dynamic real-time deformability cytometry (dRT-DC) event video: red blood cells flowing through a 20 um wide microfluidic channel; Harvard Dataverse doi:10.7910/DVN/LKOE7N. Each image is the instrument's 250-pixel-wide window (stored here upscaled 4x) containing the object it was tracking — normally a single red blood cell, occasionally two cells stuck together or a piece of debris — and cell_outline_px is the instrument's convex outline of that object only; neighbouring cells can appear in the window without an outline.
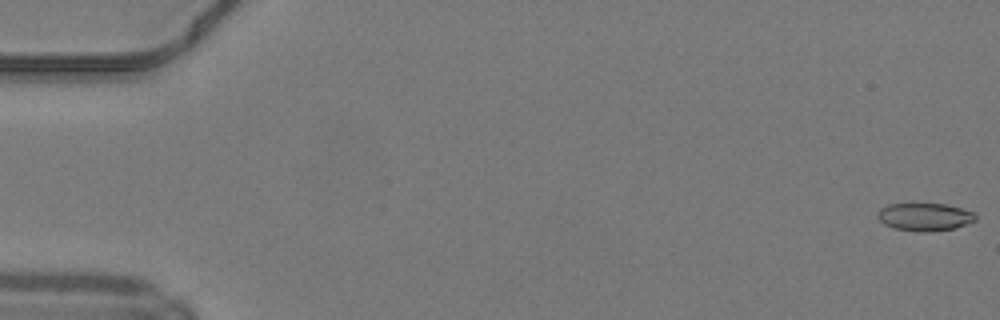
{"species": "common noctule bat (a hibernating species)", "species_latin": "Nyctalus noctula", "temperature_condition": "warm", "stored_images_in_passage": 50, "camera_frame_rate_fps": 3000, "um_per_image_px": 0.085, "animal": {"sex": "male", "body_mass_g": 19.2, "forearm_length_mm": 51.8}, "frame": {"image": 1, "passage_image": 1, "time_ms": 0.0, "image_size_px": [1000, 320], "cell_outline_px": [[976, 220], [956, 228], [932, 232], [924, 232], [892, 228], [884, 224], [876, 216], [876, 212], [880, 208], [888, 204], [944, 204], [960, 208], [972, 212], [976, 216]], "centroid_in_image_um": [78.56, 18.44], "position_along_channel_um": 6.4, "area_um2": 15.9}}
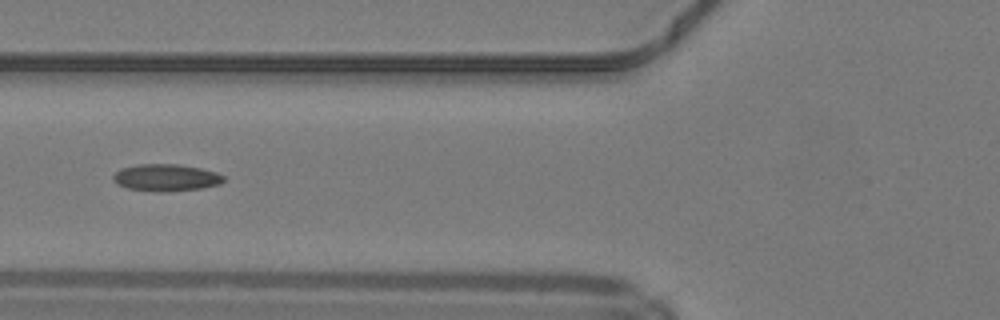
{"frame": {"image": 2, "passage_image": 20, "time_ms": 6.333, "image_size_px": [1000, 320], "cell_outline_px": [[224, 180], [220, 184], [200, 188], [168, 192], [160, 192], [128, 188], [116, 184], [112, 180], [112, 176], [120, 168], [140, 164], [180, 164], [200, 168], [216, 172], [224, 176]], "centroid_in_image_um": [14.09, 15.09], "position_along_channel_um": 111.7, "area_um2": 17.46}}
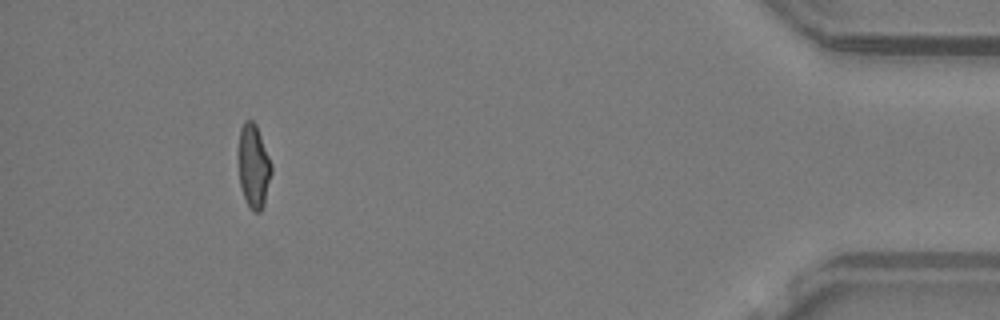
{"frame": {"image": 3, "passage_image": 46, "time_ms": 15.0, "image_size_px": [1000, 320], "cell_outline_px": [[272, 172], [264, 204], [260, 212], [252, 212], [244, 196], [240, 184], [240, 128], [244, 120], [252, 120], [256, 124], [272, 164]], "centroid_in_image_um": [21.59, 14.13], "position_along_channel_um": 413.6, "area_um2": 15.72}, "authors_computed_cell_mechanics": {"area_um2": 16.6175, "velocity_mm_per_s": 4.2287, "shape_relaxation_time_tau1_ms": null, "shape_relaxation_time_tau2_ms": 3.4738, "deformation_change_tau1": null, "deformation_change_tau2": 0.1188}}